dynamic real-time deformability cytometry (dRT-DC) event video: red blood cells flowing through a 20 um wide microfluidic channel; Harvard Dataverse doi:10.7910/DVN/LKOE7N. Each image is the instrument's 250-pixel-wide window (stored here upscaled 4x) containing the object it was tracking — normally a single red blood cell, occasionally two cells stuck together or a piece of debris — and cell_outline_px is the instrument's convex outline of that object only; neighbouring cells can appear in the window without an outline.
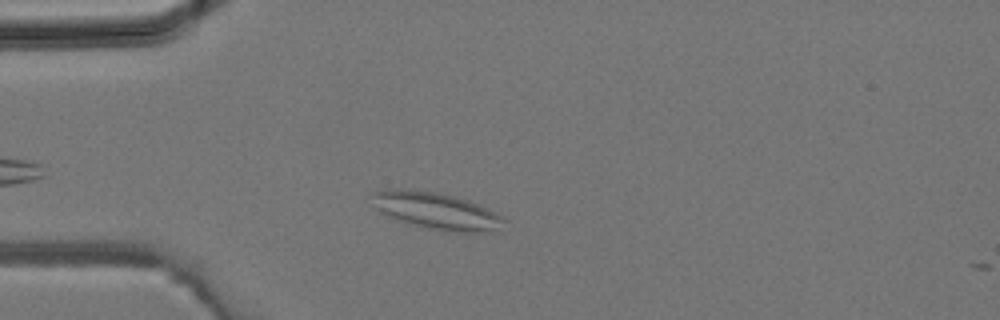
{"species": "common noctule bat (a hibernating species)", "species_latin": "Nyctalus noctula", "temperature_condition": "room temperature", "stored_images_in_passage": 1, "camera_frame_rate_fps": 3000, "um_per_image_px": 0.085, "animal": {"sex": "male", "body_mass_g": 19.2, "forearm_length_mm": 51.8}, "frame": {"image": 1, "passage_image": 1, "time_ms": 0.0, "image_size_px": [1000, 320], "cell_outline_px": [[508, 220], [504, 232], [448, 232], [424, 228], [408, 224], [388, 216], [380, 212], [376, 208], [368, 196], [372, 192], [388, 188], [408, 188], [440, 192], [468, 200]], "centroid_in_image_um": [37.08, 17.93], "position_along_channel_um": 47.9, "area_um2": 29.3}}